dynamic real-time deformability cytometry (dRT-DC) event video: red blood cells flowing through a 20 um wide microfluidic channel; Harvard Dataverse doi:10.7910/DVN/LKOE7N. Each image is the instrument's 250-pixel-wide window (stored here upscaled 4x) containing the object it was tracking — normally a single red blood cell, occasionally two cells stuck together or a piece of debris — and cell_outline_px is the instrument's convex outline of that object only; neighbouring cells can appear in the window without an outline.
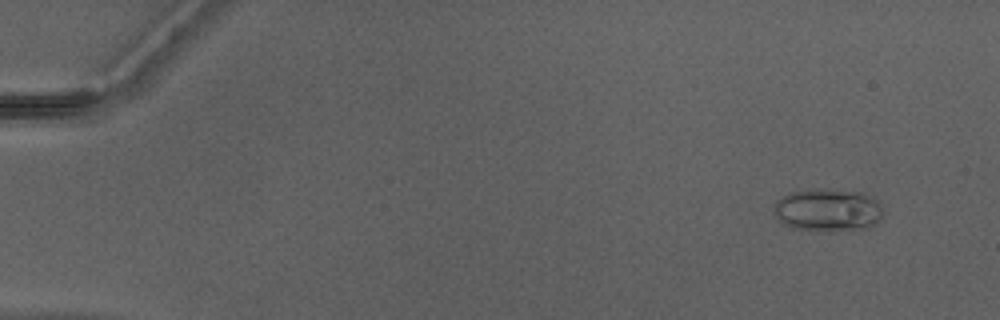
{"species": "Egyptian fruit bat (a non-hibernating species)", "species_latin": "Rousettus aegyptiacus", "temperature_condition": "warm", "stored_images_in_passage": 48, "camera_frame_rate_fps": 3000, "um_per_image_px": 0.085, "animal": {"sex": "male"}, "frame": {"image": 1, "passage_image": 2, "time_ms": 0.333, "image_size_px": [1000, 320], "cell_outline_px": [[880, 220], [876, 224], [868, 228], [832, 232], [824, 232], [796, 228], [784, 224], [772, 212], [772, 208], [784, 196], [792, 192], [864, 192], [880, 200]], "centroid_in_image_um": [70.42, 17.93], "position_along_channel_um": 14.6, "area_um2": 26.47}}
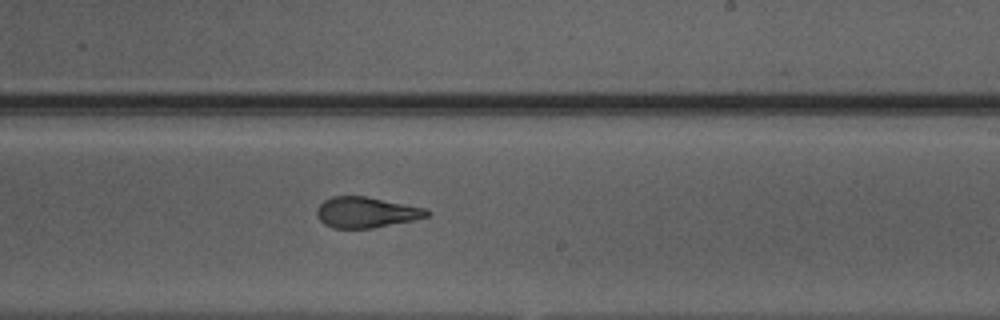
{"frame": {"image": 2, "passage_image": 29, "time_ms": 9.333, "image_size_px": [1000, 320], "cell_outline_px": [[428, 216], [412, 220], [372, 228], [332, 228], [324, 224], [316, 216], [316, 208], [324, 200], [332, 196], [368, 196], [424, 208], [428, 212]], "centroid_in_image_um": [31.05, 18.04], "position_along_channel_um": 257.9, "area_um2": 19.59}}
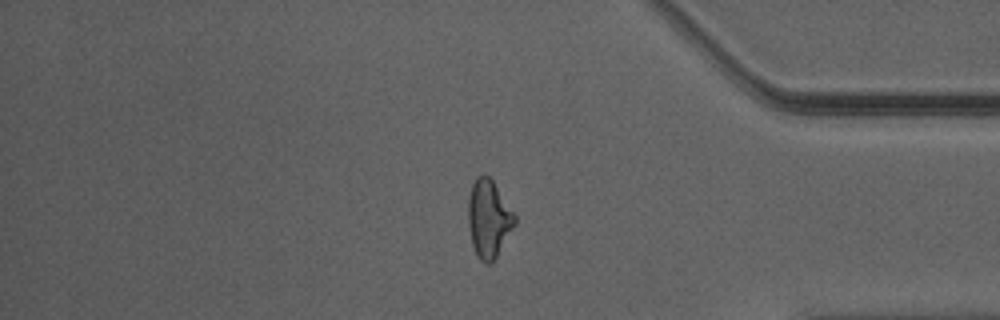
{"frame": {"image": 3, "passage_image": 40, "time_ms": 13.0, "image_size_px": [1000, 320], "cell_outline_px": [[516, 224], [496, 256], [488, 264], [480, 260], [472, 244], [468, 228], [468, 196], [472, 184], [476, 176], [484, 172], [492, 180], [516, 216]], "centroid_in_image_um": [41.52, 18.54], "position_along_channel_um": 393.7, "area_um2": 20.98}, "authors_computed_cell_mechanics": {"area_um2": 20.9814, "velocity_mm_per_s": 4.2352, "shape_relaxation_time_tau1_ms": 4.5499, "shape_relaxation_time_tau2_ms": 1.1291, "deformation_change_tau1": 0.1778, "deformation_change_tau2": 0.099}}